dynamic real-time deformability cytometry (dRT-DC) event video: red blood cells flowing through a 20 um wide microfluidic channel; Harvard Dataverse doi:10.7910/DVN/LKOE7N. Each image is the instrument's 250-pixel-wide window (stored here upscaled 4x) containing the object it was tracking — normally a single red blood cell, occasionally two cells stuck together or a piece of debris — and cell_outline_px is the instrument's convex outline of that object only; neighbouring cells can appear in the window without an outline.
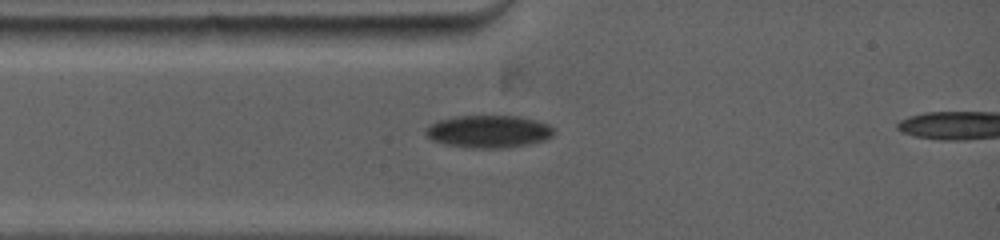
{"species": "common noctule bat (a hibernating species)", "species_latin": "Nyctalus noctula", "temperature_condition": "warm", "stored_images_in_passage": 2, "camera_frame_rate_fps": 5000, "um_per_image_px": 0.085, "animal": {"sex": "female", "body_mass_g": 19.0, "forearm_length_mm": 53.3}, "frame": {"image": 1, "passage_image": 1, "time_ms": 0.0, "image_size_px": [1000, 240], "cell_outline_px": [[556, 132], [548, 140], [528, 144], [504, 148], [476, 148], [444, 144], [432, 140], [424, 136], [424, 128], [440, 120], [456, 116], [520, 116], [536, 120], [548, 124]], "centroid_in_image_um": [41.54, 11.18], "position_along_channel_um": 43.5, "area_um2": 24.45}}